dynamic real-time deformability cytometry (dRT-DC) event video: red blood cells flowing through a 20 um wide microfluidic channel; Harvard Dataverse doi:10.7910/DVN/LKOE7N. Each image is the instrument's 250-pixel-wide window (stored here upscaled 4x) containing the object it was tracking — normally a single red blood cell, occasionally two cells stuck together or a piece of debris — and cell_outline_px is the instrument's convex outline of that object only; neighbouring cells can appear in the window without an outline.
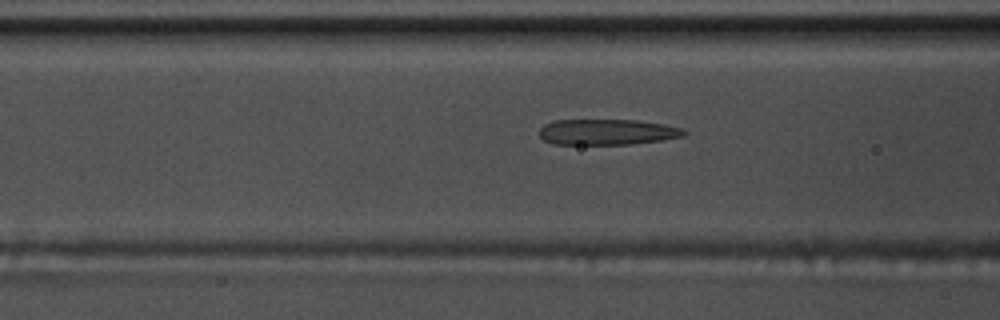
{"species": "common noctule bat (a hibernating species)", "species_latin": "Nyctalus noctula", "temperature_condition": "warm", "stored_images_in_passage": 55, "camera_frame_rate_fps": 3000, "um_per_image_px": 0.085, "animal": {"sex": "male", "body_mass_g": 17.5, "forearm_length_mm": 52.3}, "frame": {"image": 1, "passage_image": 22, "time_ms": 7.0, "image_size_px": [1000, 320], "cell_outline_px": [[688, 132], [684, 136], [660, 140], [632, 144], [552, 144], [544, 140], [540, 136], [540, 128], [544, 124], [552, 120], [636, 120], [664, 124], [684, 128]], "centroid_in_image_um": [51.62, 11.21], "position_along_channel_um": 115.0, "area_um2": 21.79}}
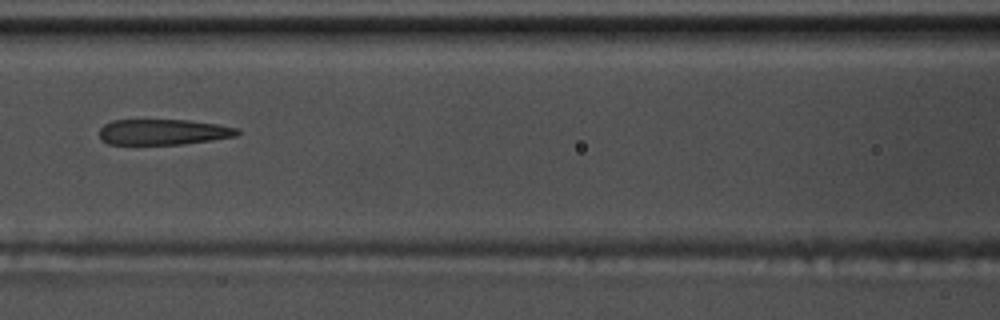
{"frame": {"image": 2, "passage_image": 25, "time_ms": 8.0, "image_size_px": [1000, 320], "cell_outline_px": [[240, 132], [236, 136], [212, 140], [184, 144], [108, 144], [100, 140], [100, 128], [104, 124], [112, 120], [188, 120], [216, 124], [240, 128]], "centroid_in_image_um": [13.87, 11.22], "position_along_channel_um": 152.7, "area_um2": 20.69}}
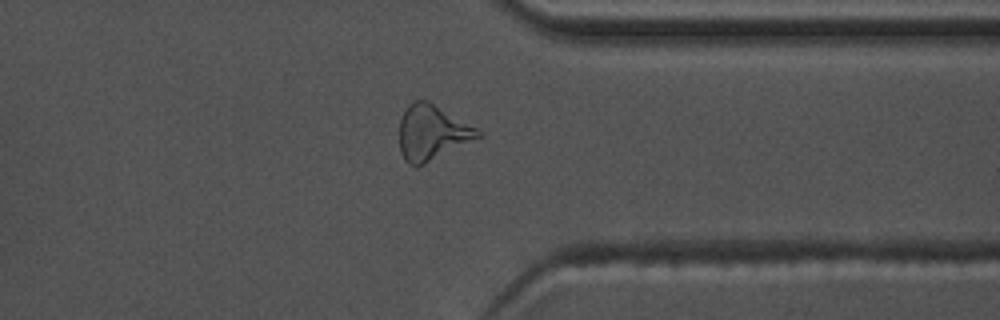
{"frame": {"image": 3, "passage_image": 43, "time_ms": 14.0, "image_size_px": [1000, 320], "cell_outline_px": [[484, 136], [416, 168], [408, 164], [404, 160], [400, 152], [400, 120], [408, 104], [416, 100], [428, 100], [476, 128]], "centroid_in_image_um": [36.71, 11.3], "position_along_channel_um": 374.7, "area_um2": 25.26}, "authors_computed_cell_mechanics": {"area_um2": 23.0622, "velocity_mm_per_s": 3.759, "shape_relaxation_time_tau1_ms": 7.3891, "shape_relaxation_time_tau2_ms": 2.0655, "deformation_change_tau1": 0.2412, "deformation_change_tau2": 0.1458}}